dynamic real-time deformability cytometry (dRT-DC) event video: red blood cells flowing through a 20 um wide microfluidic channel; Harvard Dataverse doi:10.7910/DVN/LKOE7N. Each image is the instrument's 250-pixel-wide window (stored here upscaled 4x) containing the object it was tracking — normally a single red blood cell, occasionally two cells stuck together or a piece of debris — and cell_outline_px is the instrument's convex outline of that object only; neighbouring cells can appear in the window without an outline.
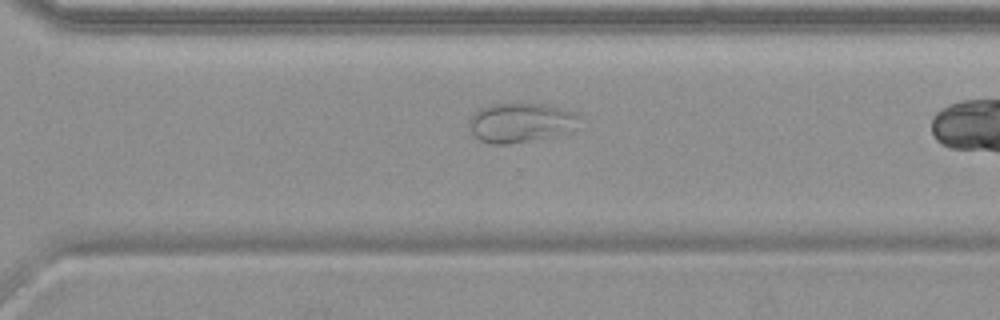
{"species": "common noctule bat (a hibernating species)", "species_latin": "Nyctalus noctula", "temperature_condition": "warm", "stored_images_in_passage": 29, "camera_frame_rate_fps": 3000, "um_per_image_px": 0.085, "animal": {"sex": "female", "body_mass_g": 19.9}, "frame": {"image": 1, "passage_image": 25, "time_ms": 8.0, "image_size_px": [1000, 320], "cell_outline_px": [[584, 128], [560, 136], [504, 144], [492, 144], [480, 140], [472, 132], [468, 124], [468, 120], [480, 108], [492, 104], [544, 104], [564, 108], [576, 112], [584, 116]], "centroid_in_image_um": [44.46, 10.43], "position_along_channel_um": 326.1, "area_um2": 26.3}}